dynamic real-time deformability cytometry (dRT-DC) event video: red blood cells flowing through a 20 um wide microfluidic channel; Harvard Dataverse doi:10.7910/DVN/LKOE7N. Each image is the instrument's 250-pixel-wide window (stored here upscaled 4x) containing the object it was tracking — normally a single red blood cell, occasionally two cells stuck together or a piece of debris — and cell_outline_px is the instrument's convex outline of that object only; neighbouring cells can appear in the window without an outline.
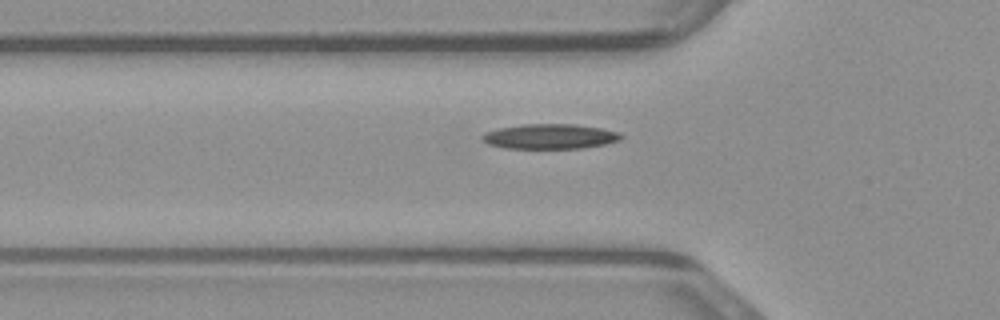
{"species": "common noctule bat (a hibernating species)", "species_latin": "Nyctalus noctula", "temperature_condition": "warm", "stored_images_in_passage": 33, "camera_frame_rate_fps": 3000, "um_per_image_px": 0.085, "animal": {"sex": "male", "body_mass_g": 23.1, "forearm_length_mm": 52.7}, "frame": {"image": 1, "passage_image": 9, "time_ms": 2.667, "image_size_px": [1000, 320], "cell_outline_px": [[624, 136], [620, 140], [604, 144], [584, 148], [504, 148], [488, 144], [480, 136], [484, 132], [500, 128], [520, 124], [576, 124], [600, 128], [620, 132]], "centroid_in_image_um": [46.75, 11.59], "position_along_channel_um": 79.0, "area_um2": 20.23}}
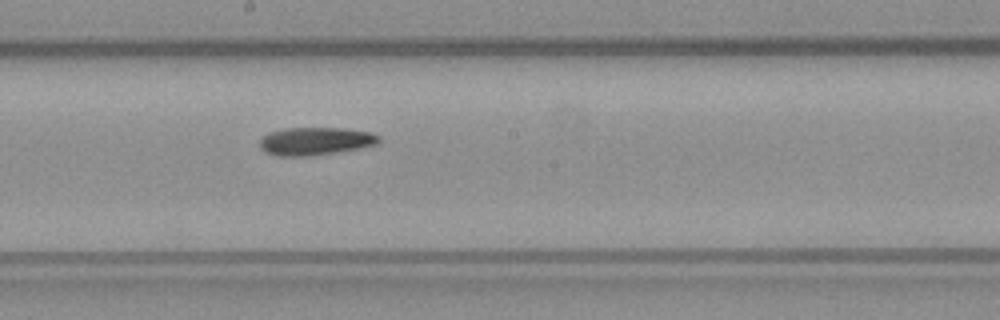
{"frame": {"image": 2, "passage_image": 19, "time_ms": 6.0, "image_size_px": [1000, 320], "cell_outline_px": [[380, 140], [376, 144], [360, 148], [312, 156], [276, 156], [264, 152], [260, 148], [260, 140], [268, 132], [284, 128], [344, 128], [372, 132], [380, 136]], "centroid_in_image_um": [26.79, 12.0], "position_along_channel_um": 221.4, "area_um2": 19.54}}
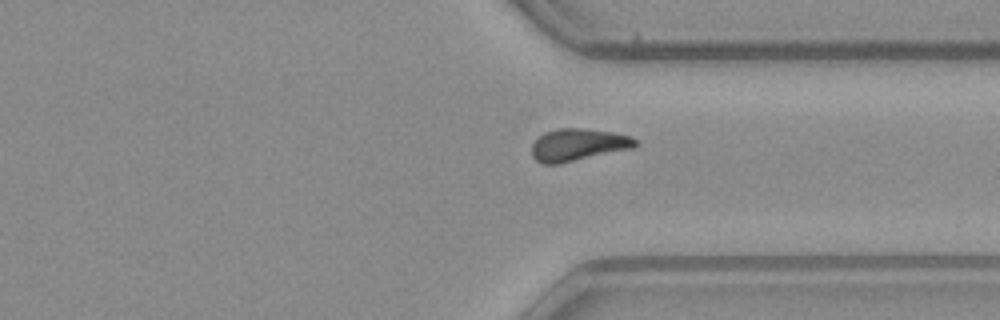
{"frame": {"image": 3, "passage_image": 29, "time_ms": 9.333, "image_size_px": [1000, 320], "cell_outline_px": [[636, 144], [632, 148], [560, 164], [540, 164], [532, 156], [532, 144], [544, 132], [560, 128], [580, 128], [612, 132], [632, 136], [636, 140]], "centroid_in_image_um": [49.11, 12.31], "position_along_channel_um": 362.3, "area_um2": 19.42}}